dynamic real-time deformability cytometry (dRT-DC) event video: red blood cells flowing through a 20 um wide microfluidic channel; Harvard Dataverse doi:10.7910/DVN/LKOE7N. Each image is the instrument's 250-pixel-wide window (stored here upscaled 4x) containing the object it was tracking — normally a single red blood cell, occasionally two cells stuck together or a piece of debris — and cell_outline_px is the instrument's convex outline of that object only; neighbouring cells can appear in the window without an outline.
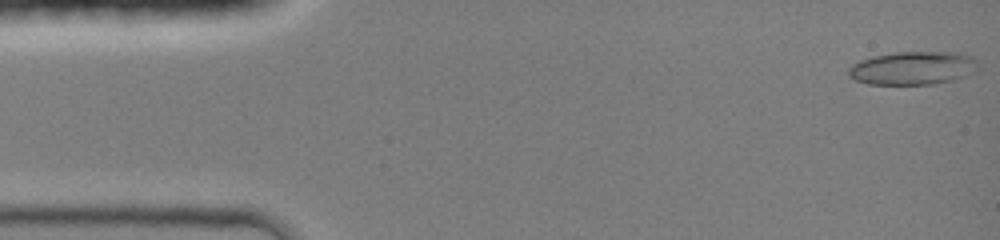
{"species": "common noctule bat (a hibernating species)", "species_latin": "Nyctalus noctula", "temperature_condition": "room temperature", "stored_images_in_passage": 45, "camera_frame_rate_fps": 3000, "um_per_image_px": 0.085, "animal": {"sex": "female", "body_mass_g": 19.0, "forearm_length_mm": 51.5}, "frame": {"image": 1, "passage_image": 1, "time_ms": 0.0, "image_size_px": [1000, 240], "cell_outline_px": [[980, 68], [956, 80], [932, 84], [868, 84], [856, 80], [848, 76], [848, 68], [852, 64], [860, 60], [872, 56], [896, 52], [960, 52], [972, 56], [976, 60]], "centroid_in_image_um": [77.61, 5.78], "position_along_channel_um": 7.4, "area_um2": 25.37}}
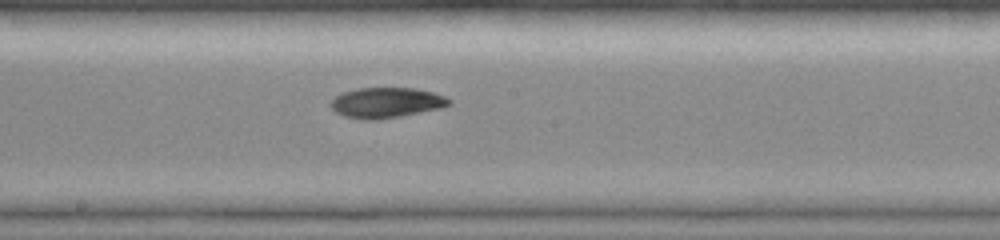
{"frame": {"image": 2, "passage_image": 24, "time_ms": 7.667, "image_size_px": [1000, 240], "cell_outline_px": [[452, 104], [440, 108], [400, 116], [376, 120], [364, 120], [344, 116], [336, 112], [328, 104], [336, 96], [344, 92], [356, 88], [416, 88], [432, 92], [444, 96], [452, 100]], "centroid_in_image_um": [32.83, 8.73], "position_along_channel_um": 215.4, "area_um2": 20.92}}
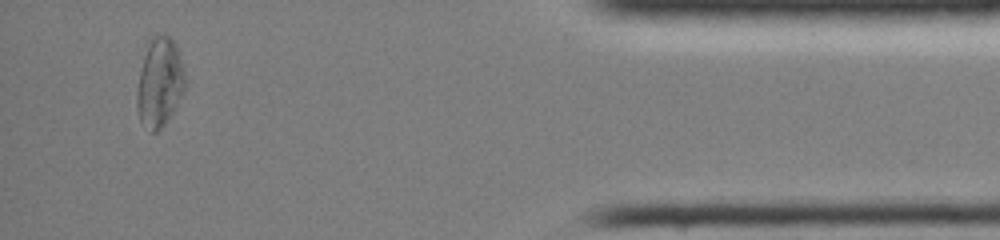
{"frame": {"image": 3, "passage_image": 42, "time_ms": 13.667, "image_size_px": [1000, 240], "cell_outline_px": [[188, 84], [184, 92], [168, 120], [156, 132], [152, 132], [140, 120], [136, 108], [136, 88], [140, 68], [148, 44], [152, 36], [168, 36], [176, 44], [188, 80]], "centroid_in_image_um": [13.59, 7.02], "position_along_channel_um": 421.6, "area_um2": 25.26}}